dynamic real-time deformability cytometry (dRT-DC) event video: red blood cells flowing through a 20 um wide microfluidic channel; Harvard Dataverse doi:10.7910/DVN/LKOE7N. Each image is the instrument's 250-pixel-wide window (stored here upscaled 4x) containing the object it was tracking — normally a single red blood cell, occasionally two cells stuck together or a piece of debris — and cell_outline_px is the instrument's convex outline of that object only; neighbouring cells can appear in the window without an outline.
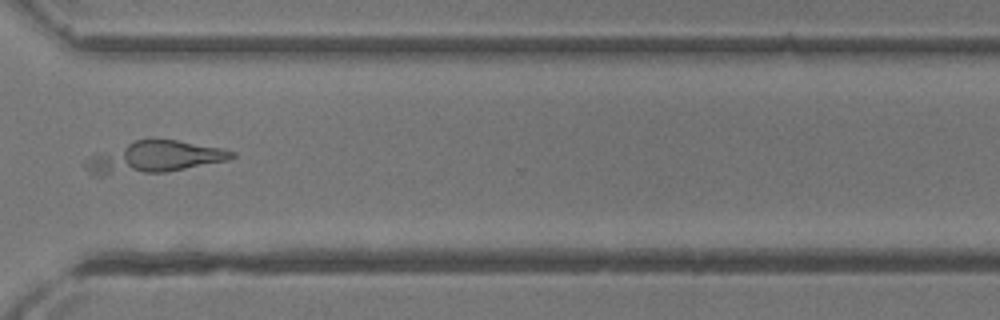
{"species": "common noctule bat (a hibernating species)", "species_latin": "Nyctalus noctula", "temperature_condition": "room temperature", "stored_images_in_passage": 30, "camera_frame_rate_fps": 3000, "um_per_image_px": 0.085, "animal": {"sex": "female"}, "frame": {"image": 1, "passage_image": 21, "time_ms": 6.667, "image_size_px": [1000, 320], "cell_outline_px": [[236, 156], [228, 160], [168, 172], [88, 172], [84, 168], [84, 160], [92, 156], [136, 140], [176, 140], [220, 148], [236, 152]], "centroid_in_image_um": [13.25, 13.34], "position_along_channel_um": 357.3, "area_um2": 25.66}}